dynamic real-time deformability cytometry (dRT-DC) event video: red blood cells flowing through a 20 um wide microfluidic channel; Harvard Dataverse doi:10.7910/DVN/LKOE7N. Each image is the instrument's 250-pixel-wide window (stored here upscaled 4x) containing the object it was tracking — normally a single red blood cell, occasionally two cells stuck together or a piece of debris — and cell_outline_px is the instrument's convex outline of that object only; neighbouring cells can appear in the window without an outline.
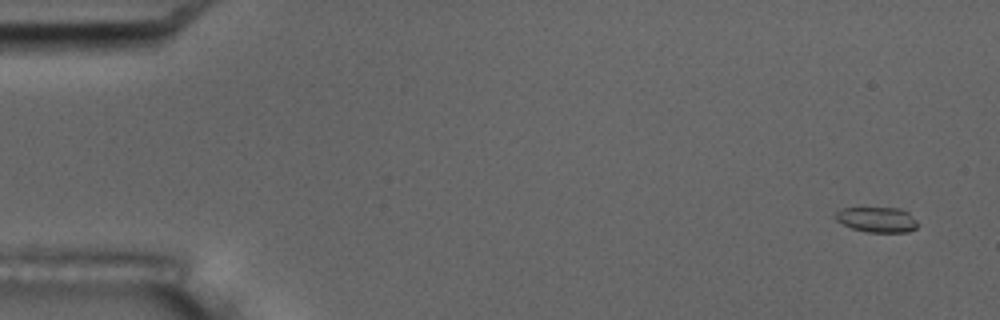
{"species": "common noctule bat (a hibernating species)", "species_latin": "Nyctalus noctula", "temperature_condition": "room temperature", "stored_images_in_passage": 5, "camera_frame_rate_fps": 3000, "um_per_image_px": 0.085, "animal": {"sex": "male", "body_mass_g": 17.5, "forearm_length_mm": 52.3}, "frame": {"image": 1, "passage_image": 2, "time_ms": 0.333, "image_size_px": [1000, 320], "cell_outline_px": [[916, 228], [908, 232], [868, 232], [852, 228], [836, 220], [836, 212], [840, 208], [860, 204], [900, 208], [908, 212], [916, 220]], "centroid_in_image_um": [74.49, 18.59], "position_along_channel_um": 10.5, "area_um2": 12.83}}